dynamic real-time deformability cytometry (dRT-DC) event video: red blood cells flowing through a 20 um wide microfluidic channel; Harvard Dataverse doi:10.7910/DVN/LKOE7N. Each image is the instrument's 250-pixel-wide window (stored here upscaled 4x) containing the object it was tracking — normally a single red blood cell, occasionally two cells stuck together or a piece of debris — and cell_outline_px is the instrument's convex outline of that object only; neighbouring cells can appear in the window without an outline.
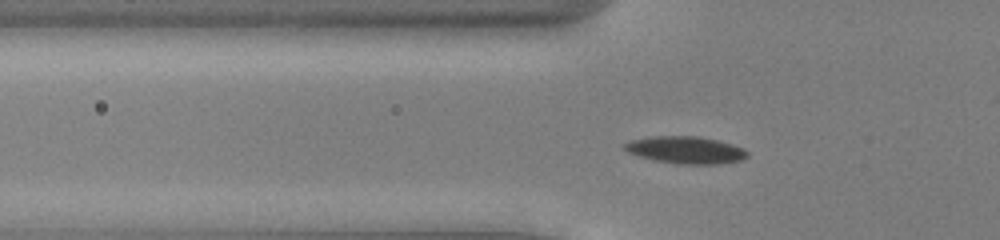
{"species": "common noctule bat (a hibernating species)", "species_latin": "Nyctalus noctula", "temperature_condition": "cold", "stored_images_in_passage": 49, "camera_frame_rate_fps": 3000, "um_per_image_px": 0.085, "animal": {"sex": "male", "body_mass_g": 13.0, "forearm_length_mm": 53.1}, "frame": {"image": 1, "passage_image": 14, "time_ms": 4.333, "image_size_px": [1000, 240], "cell_outline_px": [[748, 156], [740, 160], [720, 164], [676, 164], [656, 160], [640, 156], [628, 152], [620, 144], [628, 140], [652, 136], [700, 136], [732, 144], [744, 148], [748, 152]], "centroid_in_image_um": [58.26, 12.74], "position_along_channel_um": 67.5, "area_um2": 19.59}}
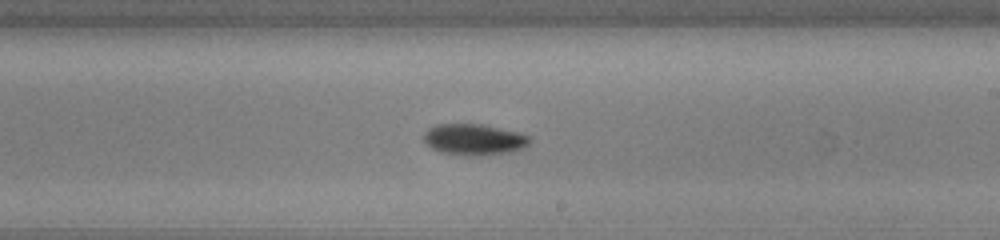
{"frame": {"image": 2, "passage_image": 28, "time_ms": 9.0, "image_size_px": [1000, 240], "cell_outline_px": [[532, 140], [524, 148], [512, 152], [476, 156], [468, 156], [440, 152], [432, 148], [424, 140], [424, 132], [428, 128], [436, 124], [484, 124], [520, 132], [532, 136]], "centroid_in_image_um": [40.35, 11.85], "position_along_channel_um": 248.7, "area_um2": 19.59}}
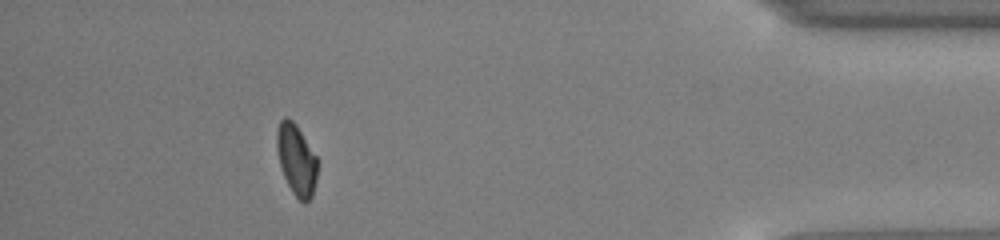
{"frame": {"image": 3, "passage_image": 44, "time_ms": 14.333, "image_size_px": [1000, 240], "cell_outline_px": [[316, 180], [312, 196], [304, 204], [292, 192], [280, 168], [276, 148], [276, 132], [280, 120], [284, 116], [288, 116], [296, 124], [316, 156]], "centroid_in_image_um": [25.16, 13.55], "position_along_channel_um": 410.0, "area_um2": 16.76}, "authors_computed_cell_mechanics": {"area_um2": 17.629, "velocity_mm_per_s": 3.9301, "shape_relaxation_time_tau1_ms": 2.783, "shape_relaxation_time_tau2_ms": 8.3978, "deformation_change_tau1": 0.099, "deformation_change_tau2": 0.1052}}